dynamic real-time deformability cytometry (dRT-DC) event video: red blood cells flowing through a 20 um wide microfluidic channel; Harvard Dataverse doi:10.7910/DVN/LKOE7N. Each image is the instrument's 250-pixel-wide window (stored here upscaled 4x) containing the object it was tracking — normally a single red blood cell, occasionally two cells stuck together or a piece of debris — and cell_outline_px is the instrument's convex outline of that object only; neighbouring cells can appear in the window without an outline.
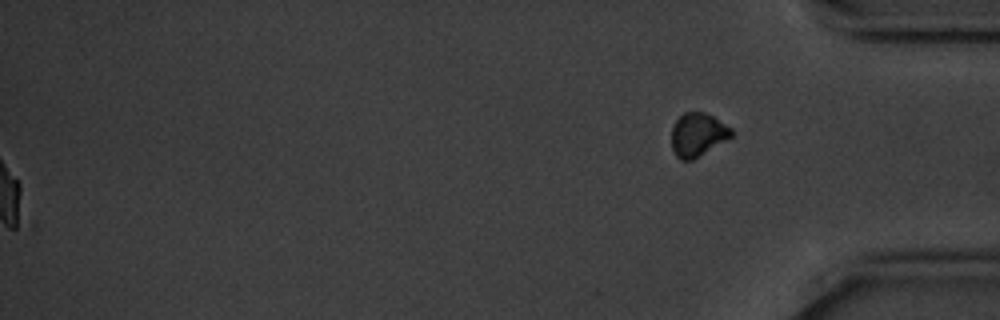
{"species": "common noctule bat (a hibernating species)", "species_latin": "Nyctalus noctula", "temperature_condition": "cold", "stored_images_in_passage": 52, "segment_of_instrument_passage": [2, 2], "camera_frame_rate_fps": 3000, "um_per_image_px": 0.085, "animal": {"sex": "male", "body_mass_g": 20.1, "forearm_length_mm": 53.5}, "frame": {"image": 1, "passage_image": 52, "time_ms": 17.0, "image_size_px": [1000, 320], "cell_outline_px": [[732, 136], [692, 160], [680, 160], [676, 156], [672, 148], [672, 128], [676, 120], [684, 112], [704, 112], [712, 116], [732, 128]], "centroid_in_image_um": [59.29, 11.44], "position_along_channel_um": 375.9, "area_um2": 14.91}}